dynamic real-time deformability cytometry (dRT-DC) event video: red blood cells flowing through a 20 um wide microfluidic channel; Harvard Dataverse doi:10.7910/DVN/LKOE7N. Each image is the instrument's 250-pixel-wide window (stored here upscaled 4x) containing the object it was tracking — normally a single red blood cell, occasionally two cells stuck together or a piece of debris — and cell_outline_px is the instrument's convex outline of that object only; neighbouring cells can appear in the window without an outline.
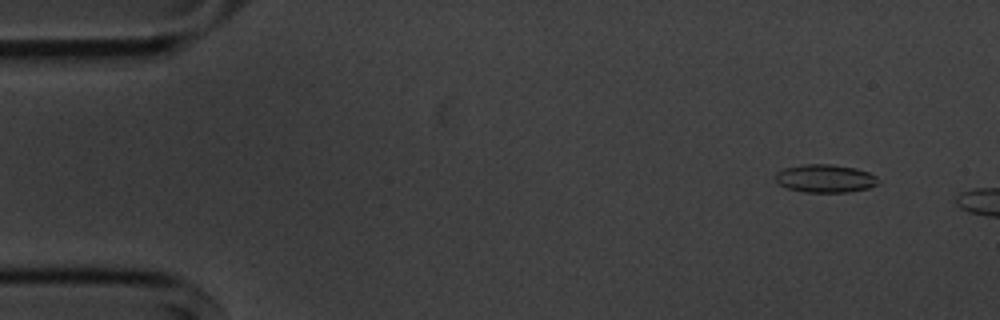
{"species": "common noctule bat (a hibernating species)", "species_latin": "Nyctalus noctula", "temperature_condition": "cold", "stored_images_in_passage": 3, "camera_frame_rate_fps": 3000, "um_per_image_px": 0.085, "animal": {"sex": "male", "body_mass_g": 20.1, "forearm_length_mm": 53.5}, "frame": {"image": 1, "passage_image": 2, "time_ms": 1.0, "image_size_px": [1000, 320], "cell_outline_px": [[880, 180], [876, 184], [868, 188], [848, 192], [804, 192], [788, 188], [780, 184], [772, 176], [776, 172], [784, 168], [804, 164], [832, 164], [856, 168], [868, 172], [876, 176]], "centroid_in_image_um": [70.12, 15.16], "position_along_channel_um": 14.9, "area_um2": 16.88}}